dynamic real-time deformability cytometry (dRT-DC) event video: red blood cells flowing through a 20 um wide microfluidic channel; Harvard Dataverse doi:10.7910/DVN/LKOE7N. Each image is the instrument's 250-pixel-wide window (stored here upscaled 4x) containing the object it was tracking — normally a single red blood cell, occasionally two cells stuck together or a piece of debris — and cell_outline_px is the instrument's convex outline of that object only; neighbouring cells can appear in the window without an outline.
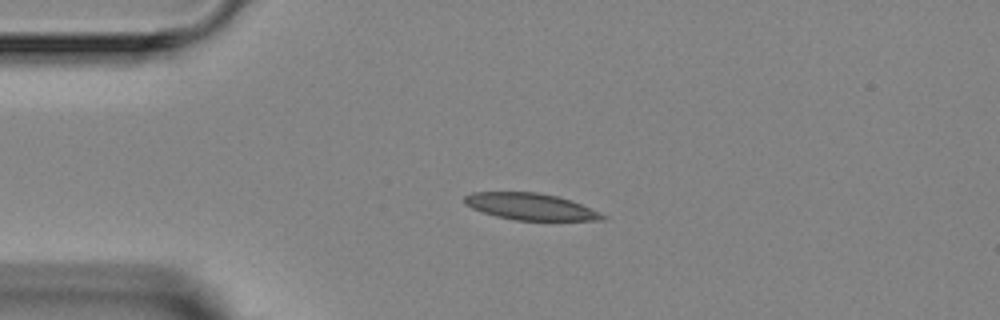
{"species": "Egyptian fruit bat (a non-hibernating species)", "species_latin": "Rousettus aegyptiacus", "temperature_condition": "room temperature", "stored_images_in_passage": 4, "segment_of_instrument_passage": [1, 2], "camera_frame_rate_fps": 3000, "um_per_image_px": 0.085, "animal": {"sex": "female"}, "frame": {"image": 1, "passage_image": 2, "time_ms": 1.333, "image_size_px": [1000, 320], "cell_outline_px": [[608, 216], [604, 220], [516, 220], [496, 216], [472, 208], [464, 204], [464, 196], [472, 192], [536, 192], [556, 196], [580, 204], [600, 212]], "centroid_in_image_um": [45.08, 17.56], "position_along_channel_um": 39.9, "area_um2": 21.21}}